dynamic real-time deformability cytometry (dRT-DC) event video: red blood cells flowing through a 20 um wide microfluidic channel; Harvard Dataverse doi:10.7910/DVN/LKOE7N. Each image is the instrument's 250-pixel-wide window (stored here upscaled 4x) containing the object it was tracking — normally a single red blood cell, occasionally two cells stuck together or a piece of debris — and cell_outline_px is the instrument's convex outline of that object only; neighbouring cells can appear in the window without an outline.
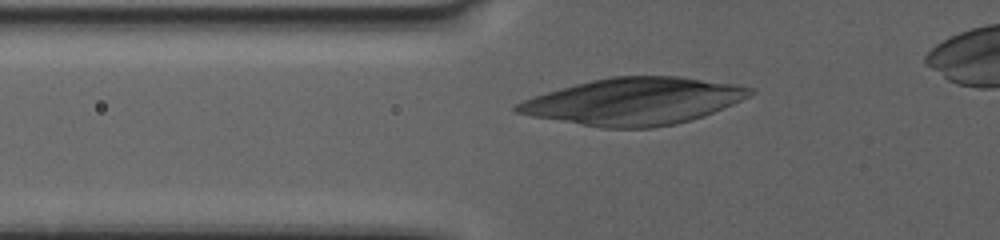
{"species": "human", "species_latin": "Homo sapiens", "temperature_condition": "warm", "stored_images_in_passage": 43, "camera_frame_rate_fps": 3000, "um_per_image_px": 0.085, "donor": {"sex": "female"}, "frame": {"image": 1, "passage_image": 8, "time_ms": 2.333, "image_size_px": [1000, 240], "cell_outline_px": [[756, 92], [732, 104], [704, 116], [692, 120], [676, 124], [652, 128], [604, 128], [532, 116], [516, 112], [512, 108], [516, 104], [532, 96], [560, 88], [592, 80], [612, 76], [680, 76], [732, 84], [752, 88]], "centroid_in_image_um": [53.87, 8.61], "position_along_channel_um": 71.9, "area_um2": 63.29}}
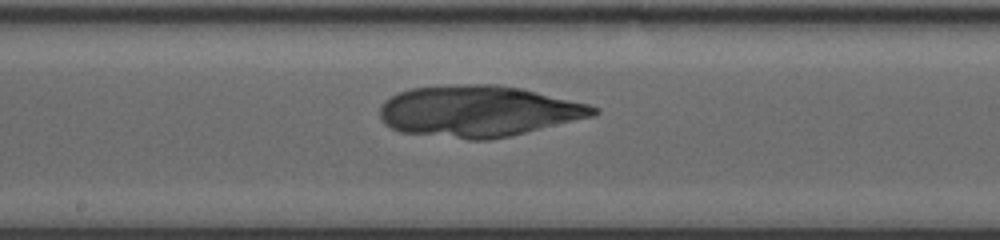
{"frame": {"image": 2, "passage_image": 21, "time_ms": 6.667, "image_size_px": [1000, 240], "cell_outline_px": [[600, 112], [592, 116], [512, 136], [488, 140], [468, 140], [400, 132], [384, 124], [380, 116], [380, 108], [384, 100], [400, 92], [412, 88], [456, 84], [496, 84], [520, 88], [588, 104], [600, 108]], "centroid_in_image_um": [40.64, 9.46], "position_along_channel_um": 207.6, "area_um2": 63.87}}
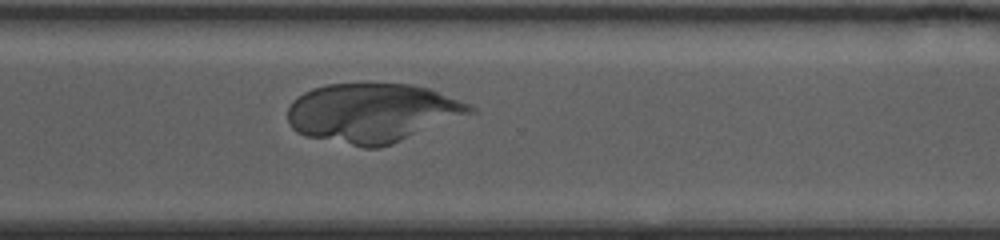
{"frame": {"image": 3, "passage_image": 33, "time_ms": 10.667, "image_size_px": [1000, 240], "cell_outline_px": [[476, 112], [392, 144], [376, 148], [364, 148], [304, 136], [296, 132], [292, 128], [288, 120], [288, 108], [292, 100], [304, 92], [312, 88], [328, 84], [412, 84], [428, 88], [472, 104], [476, 108]], "centroid_in_image_um": [31.65, 9.6], "position_along_channel_um": 338.9, "area_um2": 63.06}}